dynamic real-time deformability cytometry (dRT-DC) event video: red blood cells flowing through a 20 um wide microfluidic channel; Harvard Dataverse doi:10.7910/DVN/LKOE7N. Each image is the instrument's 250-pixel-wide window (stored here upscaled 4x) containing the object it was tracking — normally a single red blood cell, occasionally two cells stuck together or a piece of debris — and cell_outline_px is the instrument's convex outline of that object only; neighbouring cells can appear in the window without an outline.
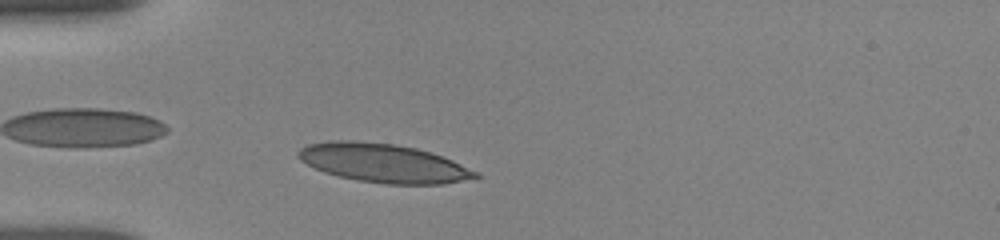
{"species": "human", "species_latin": "Homo sapiens", "temperature_condition": "room temperature", "stored_images_in_passage": 84, "camera_frame_rate_fps": 3000, "um_per_image_px": 0.085, "donor": {"sex": "female"}, "frame": {"image": 1, "passage_image": 16, "time_ms": 2.333, "image_size_px": [1000, 240], "cell_outline_px": [[480, 176], [444, 184], [384, 184], [356, 180], [324, 172], [300, 160], [296, 156], [296, 152], [300, 148], [308, 144], [328, 140], [356, 140], [392, 144], [416, 148], [452, 160], [476, 172]], "centroid_in_image_um": [32.51, 13.85], "position_along_channel_um": 52.5, "area_um2": 39.71}}
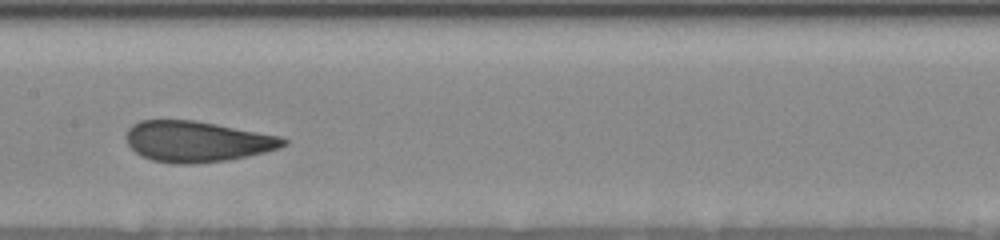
{"frame": {"image": 2, "passage_image": 37, "time_ms": 6.333, "image_size_px": [1000, 240], "cell_outline_px": [[288, 144], [280, 148], [248, 156], [228, 160], [196, 164], [176, 164], [152, 160], [140, 156], [128, 144], [124, 136], [128, 128], [132, 124], [140, 120], [196, 120], [280, 136], [288, 140]], "centroid_in_image_um": [16.73, 12.03], "position_along_channel_um": 190.7, "area_um2": 37.69}}
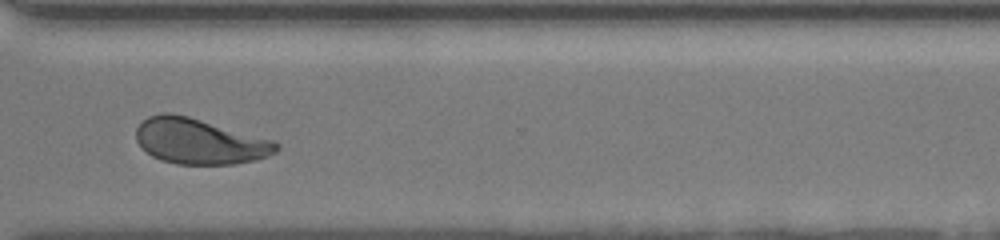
{"frame": {"image": 3, "passage_image": 63, "time_ms": 10.667, "image_size_px": [1000, 240], "cell_outline_px": [[280, 148], [276, 152], [268, 156], [256, 160], [232, 164], [176, 164], [160, 160], [152, 156], [136, 140], [136, 128], [148, 116], [164, 112], [168, 112], [188, 116], [276, 140], [280, 144]], "centroid_in_image_um": [17.0, 12.01], "position_along_channel_um": 353.6, "area_um2": 37.4}, "authors_computed_cell_mechanics": {"area_um2": 37.3099, "velocity_mm_per_s": 3.7616, "shape_relaxation_time_tau1_ms": 4.8858, "shape_relaxation_time_tau2_ms": 1.0324, "deformation_change_tau1": 0.1792, "deformation_change_tau2": 0.0543}}